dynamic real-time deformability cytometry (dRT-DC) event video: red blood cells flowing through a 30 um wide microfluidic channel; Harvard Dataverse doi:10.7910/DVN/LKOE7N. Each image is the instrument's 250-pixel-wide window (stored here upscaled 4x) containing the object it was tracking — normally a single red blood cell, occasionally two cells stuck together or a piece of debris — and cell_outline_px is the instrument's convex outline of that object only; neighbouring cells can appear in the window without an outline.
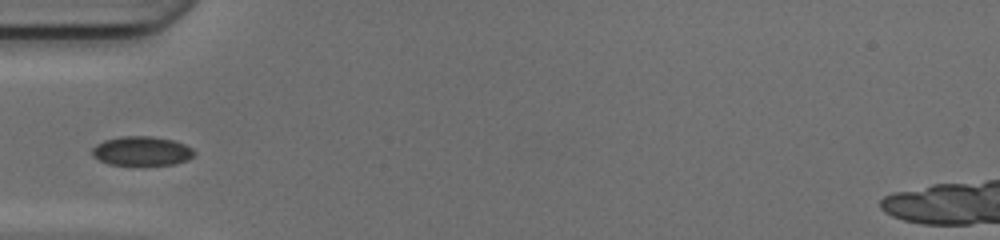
{"species": "common noctule bat (a hibernating species)", "species_latin": "Nyctalus noctula", "temperature_condition": "cold", "stored_images_in_passage": 34, "camera_frame_rate_fps": 3000, "um_per_image_px": 0.085, "animal": {"sex": "female", "body_mass_g": 17.0, "forearm_length_mm": 48.0}, "frame": {"image": 1, "passage_image": 1, "time_ms": 0.0, "image_size_px": [1000, 240], "cell_outline_px": [[196, 152], [188, 160], [176, 164], [108, 164], [92, 156], [92, 148], [96, 144], [104, 140], [120, 136], [152, 136], [172, 140], [184, 144], [192, 148]], "centroid_in_image_um": [12.04, 12.82], "position_along_channel_um": 73.0, "area_um2": 17.28}}
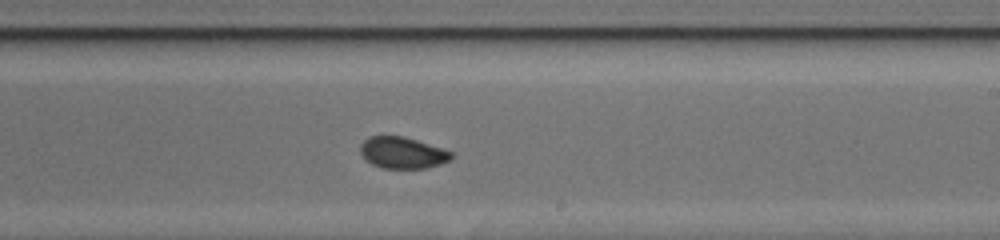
{"frame": {"image": 2, "passage_image": 14, "time_ms": 4.333, "image_size_px": [1000, 240], "cell_outline_px": [[452, 160], [440, 164], [424, 168], [380, 168], [372, 164], [360, 152], [360, 144], [368, 136], [404, 136], [452, 152]], "centroid_in_image_um": [34.19, 12.98], "position_along_channel_um": 254.8, "area_um2": 16.53}}
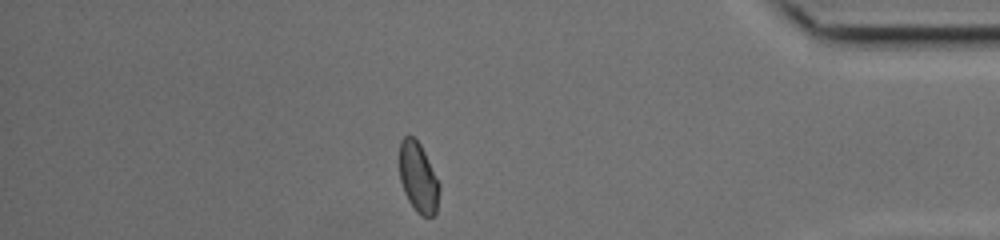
{"frame": {"image": 3, "passage_image": 27, "time_ms": 8.667, "image_size_px": [1000, 240], "cell_outline_px": [[440, 188], [436, 212], [432, 216], [420, 216], [416, 212], [408, 200], [404, 192], [400, 180], [400, 140], [404, 136], [412, 136], [420, 144], [440, 184]], "centroid_in_image_um": [35.55, 15.11], "position_along_channel_um": 399.7, "area_um2": 16.18}}